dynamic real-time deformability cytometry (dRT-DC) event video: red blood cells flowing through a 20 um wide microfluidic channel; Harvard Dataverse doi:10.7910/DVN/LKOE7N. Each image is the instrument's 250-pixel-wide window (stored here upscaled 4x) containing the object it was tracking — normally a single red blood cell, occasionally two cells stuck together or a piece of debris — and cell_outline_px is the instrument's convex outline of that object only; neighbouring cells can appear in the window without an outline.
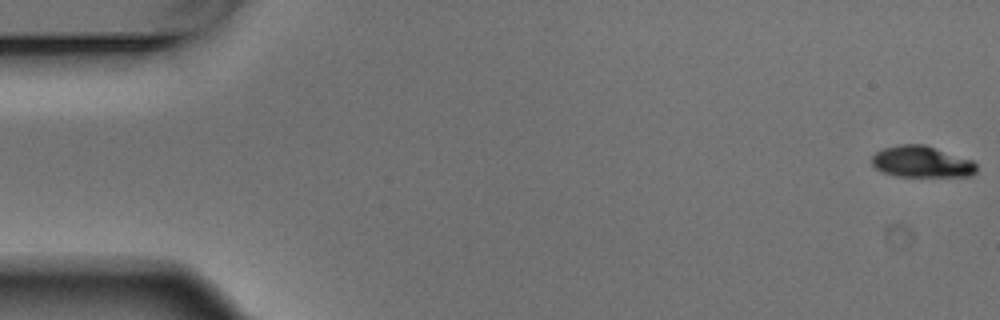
{"species": "Egyptian fruit bat (a non-hibernating species)", "species_latin": "Rousettus aegyptiacus", "temperature_condition": "warm", "stored_images_in_passage": 4, "camera_frame_rate_fps": 3000, "um_per_image_px": 0.085, "animal": {"sex": "male"}, "frame": {"image": 1, "passage_image": 1, "time_ms": 0.0, "image_size_px": [1000, 320], "cell_outline_px": [[976, 172], [972, 176], [896, 176], [884, 172], [876, 168], [872, 164], [872, 156], [876, 152], [884, 148], [900, 144], [924, 144], [972, 160], [976, 164]], "centroid_in_image_um": [78.34, 13.75], "position_along_channel_um": 6.7, "area_um2": 19.02}}
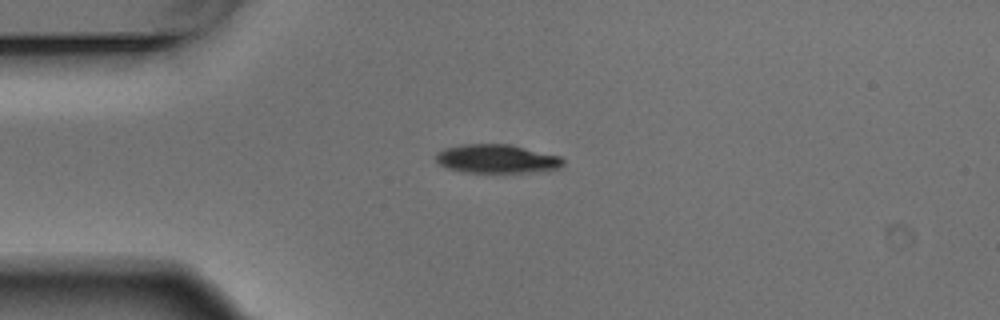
{"frame": {"image": 2, "passage_image": 4, "time_ms": 1.0, "image_size_px": [1000, 320], "cell_outline_px": [[564, 164], [560, 168], [528, 172], [464, 172], [448, 168], [440, 164], [436, 160], [436, 152], [444, 148], [460, 144], [508, 144], [560, 156], [564, 160]], "centroid_in_image_um": [42.2, 13.49], "position_along_channel_um": 42.8, "area_um2": 21.15}}